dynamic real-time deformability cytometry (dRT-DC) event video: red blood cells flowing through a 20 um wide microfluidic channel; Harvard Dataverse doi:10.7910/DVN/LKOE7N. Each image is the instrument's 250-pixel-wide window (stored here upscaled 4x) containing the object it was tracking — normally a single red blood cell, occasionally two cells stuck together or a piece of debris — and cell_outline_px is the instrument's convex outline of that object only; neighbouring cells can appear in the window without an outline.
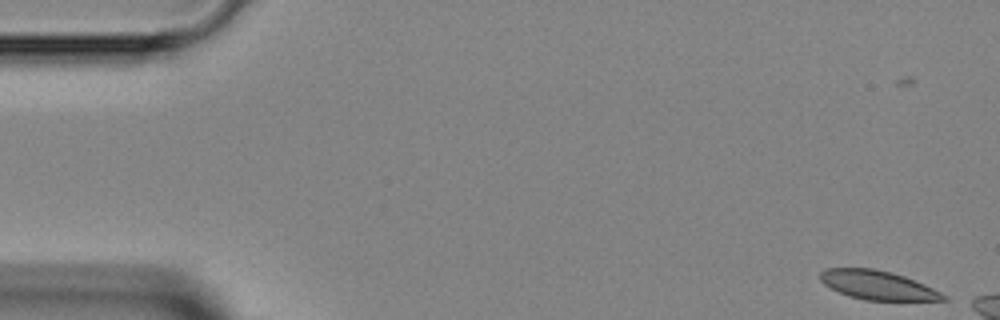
{"species": "Egyptian fruit bat (a non-hibernating species)", "species_latin": "Rousettus aegyptiacus", "temperature_condition": "room temperature", "stored_images_in_passage": 5, "camera_frame_rate_fps": 3000, "um_per_image_px": 0.085, "animal": {"sex": "female"}, "frame": {"image": 1, "passage_image": 1, "time_ms": 0.0, "image_size_px": [1000, 320], "cell_outline_px": [[948, 300], [864, 300], [848, 296], [824, 284], [820, 280], [820, 272], [824, 268], [872, 268], [904, 276], [924, 284], [948, 296]], "centroid_in_image_um": [74.58, 24.24], "position_along_channel_um": 10.4, "area_um2": 20.58}}
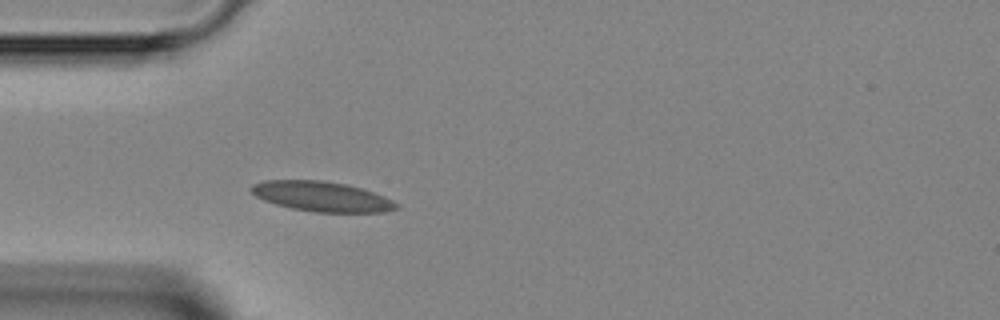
{"frame": {"image": 2, "passage_image": 5, "time_ms": 6.0, "image_size_px": [1000, 320], "cell_outline_px": [[400, 208], [384, 212], [316, 212], [292, 208], [276, 204], [264, 200], [256, 196], [248, 188], [252, 184], [264, 180], [320, 180], [344, 184], [360, 188], [384, 196], [400, 204]], "centroid_in_image_um": [27.35, 16.7], "position_along_channel_um": 57.7, "area_um2": 25.26}}